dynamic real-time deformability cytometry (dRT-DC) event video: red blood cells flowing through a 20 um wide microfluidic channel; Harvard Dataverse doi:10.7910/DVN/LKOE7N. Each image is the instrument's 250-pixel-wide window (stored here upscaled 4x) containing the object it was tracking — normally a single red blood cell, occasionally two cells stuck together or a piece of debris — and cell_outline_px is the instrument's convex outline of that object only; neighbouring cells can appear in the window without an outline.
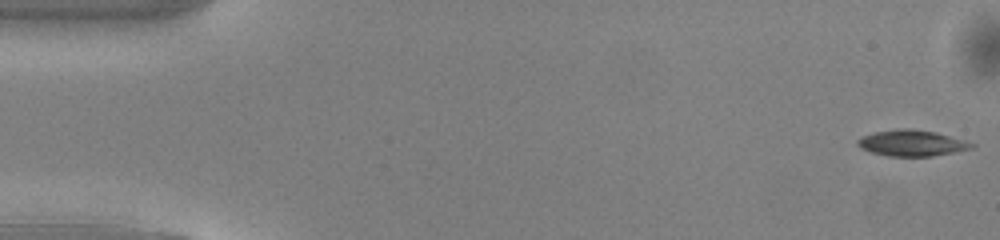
{"species": "common noctule bat (a hibernating species)", "species_latin": "Nyctalus noctula", "temperature_condition": "warm", "stored_images_in_passage": 14, "camera_frame_rate_fps": 3000, "um_per_image_px": 0.085, "animal": {"sex": "male", "body_mass_g": 13.0, "forearm_length_mm": 53.1}, "frame": {"image": 1, "passage_image": 1, "time_ms": 0.0, "image_size_px": [1000, 240], "cell_outline_px": [[976, 148], [932, 156], [888, 156], [872, 152], [860, 148], [856, 144], [856, 140], [864, 136], [876, 132], [900, 128], [912, 128], [936, 132], [964, 140], [976, 144]], "centroid_in_image_um": [77.53, 12.16], "position_along_channel_um": 7.5, "area_um2": 17.34}}
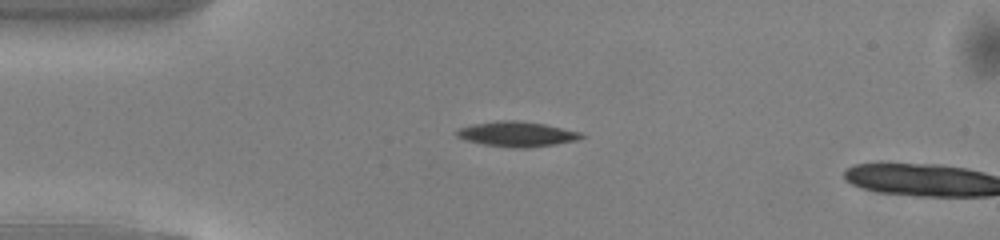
{"frame": {"image": 2, "passage_image": 12, "time_ms": 3.667, "image_size_px": [1000, 240], "cell_outline_px": [[584, 136], [576, 140], [556, 144], [528, 148], [512, 148], [484, 144], [464, 140], [456, 136], [456, 132], [460, 128], [472, 124], [500, 120], [516, 120], [544, 124], [580, 132]], "centroid_in_image_um": [43.91, 11.4], "position_along_channel_um": 41.1, "area_um2": 18.09}}